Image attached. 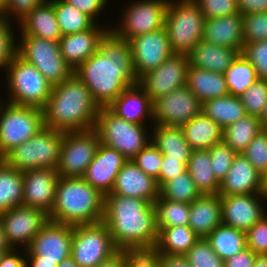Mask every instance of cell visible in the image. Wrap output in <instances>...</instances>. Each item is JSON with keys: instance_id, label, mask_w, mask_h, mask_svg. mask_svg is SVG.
Returning a JSON list of instances; mask_svg holds the SVG:
<instances>
[{"instance_id": "6da1fadb", "label": "cell", "mask_w": 267, "mask_h": 267, "mask_svg": "<svg viewBox=\"0 0 267 267\" xmlns=\"http://www.w3.org/2000/svg\"><path fill=\"white\" fill-rule=\"evenodd\" d=\"M89 89L99 107H108L125 89L136 85L129 42L111 30L99 49L73 72Z\"/></svg>"}, {"instance_id": "7a4b0ae2", "label": "cell", "mask_w": 267, "mask_h": 267, "mask_svg": "<svg viewBox=\"0 0 267 267\" xmlns=\"http://www.w3.org/2000/svg\"><path fill=\"white\" fill-rule=\"evenodd\" d=\"M102 222L109 228L118 250L127 246L157 244L156 211L149 201L108 194L104 196Z\"/></svg>"}, {"instance_id": "3957f363", "label": "cell", "mask_w": 267, "mask_h": 267, "mask_svg": "<svg viewBox=\"0 0 267 267\" xmlns=\"http://www.w3.org/2000/svg\"><path fill=\"white\" fill-rule=\"evenodd\" d=\"M42 110L45 127L67 132L93 129L100 107L87 86L73 73L52 86Z\"/></svg>"}, {"instance_id": "277c9868", "label": "cell", "mask_w": 267, "mask_h": 267, "mask_svg": "<svg viewBox=\"0 0 267 267\" xmlns=\"http://www.w3.org/2000/svg\"><path fill=\"white\" fill-rule=\"evenodd\" d=\"M103 214L104 195L82 177H59L49 220L76 226L101 222Z\"/></svg>"}, {"instance_id": "5b68a950", "label": "cell", "mask_w": 267, "mask_h": 267, "mask_svg": "<svg viewBox=\"0 0 267 267\" xmlns=\"http://www.w3.org/2000/svg\"><path fill=\"white\" fill-rule=\"evenodd\" d=\"M173 1L168 2L164 27L172 52L187 55L203 39L205 16L195 0Z\"/></svg>"}, {"instance_id": "8992f818", "label": "cell", "mask_w": 267, "mask_h": 267, "mask_svg": "<svg viewBox=\"0 0 267 267\" xmlns=\"http://www.w3.org/2000/svg\"><path fill=\"white\" fill-rule=\"evenodd\" d=\"M8 103L43 109L50 98L52 84L32 64L17 54L5 68Z\"/></svg>"}, {"instance_id": "52a82bcc", "label": "cell", "mask_w": 267, "mask_h": 267, "mask_svg": "<svg viewBox=\"0 0 267 267\" xmlns=\"http://www.w3.org/2000/svg\"><path fill=\"white\" fill-rule=\"evenodd\" d=\"M94 129L99 135L100 143L116 149L127 160H132L150 142L148 127L133 124L118 117L108 107H101ZM148 134V135H147Z\"/></svg>"}, {"instance_id": "ba28073f", "label": "cell", "mask_w": 267, "mask_h": 267, "mask_svg": "<svg viewBox=\"0 0 267 267\" xmlns=\"http://www.w3.org/2000/svg\"><path fill=\"white\" fill-rule=\"evenodd\" d=\"M64 132L44 127L36 135L14 147L2 159L20 172L58 166Z\"/></svg>"}, {"instance_id": "9c48e42d", "label": "cell", "mask_w": 267, "mask_h": 267, "mask_svg": "<svg viewBox=\"0 0 267 267\" xmlns=\"http://www.w3.org/2000/svg\"><path fill=\"white\" fill-rule=\"evenodd\" d=\"M43 110L2 102L0 105V157L31 139L44 128Z\"/></svg>"}, {"instance_id": "30bf717a", "label": "cell", "mask_w": 267, "mask_h": 267, "mask_svg": "<svg viewBox=\"0 0 267 267\" xmlns=\"http://www.w3.org/2000/svg\"><path fill=\"white\" fill-rule=\"evenodd\" d=\"M19 40L16 42H19L16 44V54L34 65L52 85L73 74L61 55L59 42L28 35H21Z\"/></svg>"}, {"instance_id": "8fae6325", "label": "cell", "mask_w": 267, "mask_h": 267, "mask_svg": "<svg viewBox=\"0 0 267 267\" xmlns=\"http://www.w3.org/2000/svg\"><path fill=\"white\" fill-rule=\"evenodd\" d=\"M117 251L109 228L102 221L74 226L71 257L79 267H97Z\"/></svg>"}, {"instance_id": "7c38bea8", "label": "cell", "mask_w": 267, "mask_h": 267, "mask_svg": "<svg viewBox=\"0 0 267 267\" xmlns=\"http://www.w3.org/2000/svg\"><path fill=\"white\" fill-rule=\"evenodd\" d=\"M100 144L93 129L64 132L56 170L59 177H83Z\"/></svg>"}, {"instance_id": "4fadbf2b", "label": "cell", "mask_w": 267, "mask_h": 267, "mask_svg": "<svg viewBox=\"0 0 267 267\" xmlns=\"http://www.w3.org/2000/svg\"><path fill=\"white\" fill-rule=\"evenodd\" d=\"M169 0H138L124 9L121 24L110 27L111 31L123 40L164 28Z\"/></svg>"}, {"instance_id": "5bb4252c", "label": "cell", "mask_w": 267, "mask_h": 267, "mask_svg": "<svg viewBox=\"0 0 267 267\" xmlns=\"http://www.w3.org/2000/svg\"><path fill=\"white\" fill-rule=\"evenodd\" d=\"M0 221L3 224L8 244L13 249L23 247L19 249L23 252L49 221V217L42 209L21 205L1 214Z\"/></svg>"}, {"instance_id": "9a60e30c", "label": "cell", "mask_w": 267, "mask_h": 267, "mask_svg": "<svg viewBox=\"0 0 267 267\" xmlns=\"http://www.w3.org/2000/svg\"><path fill=\"white\" fill-rule=\"evenodd\" d=\"M189 60L186 54L173 53L158 68L138 79V85L154 102L186 85Z\"/></svg>"}, {"instance_id": "2e32d148", "label": "cell", "mask_w": 267, "mask_h": 267, "mask_svg": "<svg viewBox=\"0 0 267 267\" xmlns=\"http://www.w3.org/2000/svg\"><path fill=\"white\" fill-rule=\"evenodd\" d=\"M201 112L202 102L186 85L153 102L154 124L181 127Z\"/></svg>"}, {"instance_id": "e0dca14e", "label": "cell", "mask_w": 267, "mask_h": 267, "mask_svg": "<svg viewBox=\"0 0 267 267\" xmlns=\"http://www.w3.org/2000/svg\"><path fill=\"white\" fill-rule=\"evenodd\" d=\"M128 42L137 80L147 72L158 68L173 54L165 27L154 32L137 35Z\"/></svg>"}, {"instance_id": "ac0fdd59", "label": "cell", "mask_w": 267, "mask_h": 267, "mask_svg": "<svg viewBox=\"0 0 267 267\" xmlns=\"http://www.w3.org/2000/svg\"><path fill=\"white\" fill-rule=\"evenodd\" d=\"M73 229L74 226L49 220L32 239L24 256H38L41 261L59 265L71 256Z\"/></svg>"}, {"instance_id": "d6986e66", "label": "cell", "mask_w": 267, "mask_h": 267, "mask_svg": "<svg viewBox=\"0 0 267 267\" xmlns=\"http://www.w3.org/2000/svg\"><path fill=\"white\" fill-rule=\"evenodd\" d=\"M220 199L222 224L226 226L246 232L267 215L262 203L267 200L265 194L220 196Z\"/></svg>"}, {"instance_id": "ffe728a7", "label": "cell", "mask_w": 267, "mask_h": 267, "mask_svg": "<svg viewBox=\"0 0 267 267\" xmlns=\"http://www.w3.org/2000/svg\"><path fill=\"white\" fill-rule=\"evenodd\" d=\"M58 179L55 168H38L23 172V206L36 207L49 214L55 203Z\"/></svg>"}, {"instance_id": "44dd1931", "label": "cell", "mask_w": 267, "mask_h": 267, "mask_svg": "<svg viewBox=\"0 0 267 267\" xmlns=\"http://www.w3.org/2000/svg\"><path fill=\"white\" fill-rule=\"evenodd\" d=\"M126 161L116 149L100 143L82 178L106 196L111 193L116 177Z\"/></svg>"}, {"instance_id": "7402d4cb", "label": "cell", "mask_w": 267, "mask_h": 267, "mask_svg": "<svg viewBox=\"0 0 267 267\" xmlns=\"http://www.w3.org/2000/svg\"><path fill=\"white\" fill-rule=\"evenodd\" d=\"M110 194L140 198L154 204L159 198V186L133 160H127L119 171Z\"/></svg>"}, {"instance_id": "603a6c76", "label": "cell", "mask_w": 267, "mask_h": 267, "mask_svg": "<svg viewBox=\"0 0 267 267\" xmlns=\"http://www.w3.org/2000/svg\"><path fill=\"white\" fill-rule=\"evenodd\" d=\"M110 30L96 23L88 30L62 36L59 40L61 55L73 72L99 49L101 39Z\"/></svg>"}, {"instance_id": "cb8c5ba5", "label": "cell", "mask_w": 267, "mask_h": 267, "mask_svg": "<svg viewBox=\"0 0 267 267\" xmlns=\"http://www.w3.org/2000/svg\"><path fill=\"white\" fill-rule=\"evenodd\" d=\"M218 194L220 196L263 194L262 174L242 153H239L234 157L229 172L220 182Z\"/></svg>"}, {"instance_id": "d4e9b609", "label": "cell", "mask_w": 267, "mask_h": 267, "mask_svg": "<svg viewBox=\"0 0 267 267\" xmlns=\"http://www.w3.org/2000/svg\"><path fill=\"white\" fill-rule=\"evenodd\" d=\"M108 108L133 124L146 125V118L153 121V102L138 84L125 89Z\"/></svg>"}, {"instance_id": "484cf974", "label": "cell", "mask_w": 267, "mask_h": 267, "mask_svg": "<svg viewBox=\"0 0 267 267\" xmlns=\"http://www.w3.org/2000/svg\"><path fill=\"white\" fill-rule=\"evenodd\" d=\"M202 40L242 51L244 46L242 15L234 14L205 19Z\"/></svg>"}, {"instance_id": "4316f807", "label": "cell", "mask_w": 267, "mask_h": 267, "mask_svg": "<svg viewBox=\"0 0 267 267\" xmlns=\"http://www.w3.org/2000/svg\"><path fill=\"white\" fill-rule=\"evenodd\" d=\"M222 224L219 194H205L190 203L189 228L199 237L206 238Z\"/></svg>"}, {"instance_id": "83f0119b", "label": "cell", "mask_w": 267, "mask_h": 267, "mask_svg": "<svg viewBox=\"0 0 267 267\" xmlns=\"http://www.w3.org/2000/svg\"><path fill=\"white\" fill-rule=\"evenodd\" d=\"M240 54V50L214 45L201 40L187 56L189 67L224 74Z\"/></svg>"}, {"instance_id": "f1b7e54d", "label": "cell", "mask_w": 267, "mask_h": 267, "mask_svg": "<svg viewBox=\"0 0 267 267\" xmlns=\"http://www.w3.org/2000/svg\"><path fill=\"white\" fill-rule=\"evenodd\" d=\"M19 28L20 35L36 36L55 42H59L62 37L53 4L48 0L30 12L19 24Z\"/></svg>"}, {"instance_id": "f546056e", "label": "cell", "mask_w": 267, "mask_h": 267, "mask_svg": "<svg viewBox=\"0 0 267 267\" xmlns=\"http://www.w3.org/2000/svg\"><path fill=\"white\" fill-rule=\"evenodd\" d=\"M186 86L203 103L229 94L224 74L189 67Z\"/></svg>"}, {"instance_id": "4dcf8cb0", "label": "cell", "mask_w": 267, "mask_h": 267, "mask_svg": "<svg viewBox=\"0 0 267 267\" xmlns=\"http://www.w3.org/2000/svg\"><path fill=\"white\" fill-rule=\"evenodd\" d=\"M181 128L193 150H208L223 141V129L203 112L182 125Z\"/></svg>"}, {"instance_id": "1f68e13d", "label": "cell", "mask_w": 267, "mask_h": 267, "mask_svg": "<svg viewBox=\"0 0 267 267\" xmlns=\"http://www.w3.org/2000/svg\"><path fill=\"white\" fill-rule=\"evenodd\" d=\"M152 129L151 141L163 155L174 160H189L193 149L181 127L154 124Z\"/></svg>"}, {"instance_id": "d6a6232c", "label": "cell", "mask_w": 267, "mask_h": 267, "mask_svg": "<svg viewBox=\"0 0 267 267\" xmlns=\"http://www.w3.org/2000/svg\"><path fill=\"white\" fill-rule=\"evenodd\" d=\"M202 112L222 129L247 114L240 97L230 94L203 102Z\"/></svg>"}, {"instance_id": "836d02e7", "label": "cell", "mask_w": 267, "mask_h": 267, "mask_svg": "<svg viewBox=\"0 0 267 267\" xmlns=\"http://www.w3.org/2000/svg\"><path fill=\"white\" fill-rule=\"evenodd\" d=\"M23 205V172L0 161V215Z\"/></svg>"}, {"instance_id": "e575fe53", "label": "cell", "mask_w": 267, "mask_h": 267, "mask_svg": "<svg viewBox=\"0 0 267 267\" xmlns=\"http://www.w3.org/2000/svg\"><path fill=\"white\" fill-rule=\"evenodd\" d=\"M186 168L202 195L218 194L220 182L211 170L209 150H193Z\"/></svg>"}, {"instance_id": "d590c367", "label": "cell", "mask_w": 267, "mask_h": 267, "mask_svg": "<svg viewBox=\"0 0 267 267\" xmlns=\"http://www.w3.org/2000/svg\"><path fill=\"white\" fill-rule=\"evenodd\" d=\"M206 240L223 261L247 248L245 232L224 224L219 225Z\"/></svg>"}, {"instance_id": "8d00e7d4", "label": "cell", "mask_w": 267, "mask_h": 267, "mask_svg": "<svg viewBox=\"0 0 267 267\" xmlns=\"http://www.w3.org/2000/svg\"><path fill=\"white\" fill-rule=\"evenodd\" d=\"M157 245L161 254L185 255L200 239L189 226L157 228Z\"/></svg>"}, {"instance_id": "74e56055", "label": "cell", "mask_w": 267, "mask_h": 267, "mask_svg": "<svg viewBox=\"0 0 267 267\" xmlns=\"http://www.w3.org/2000/svg\"><path fill=\"white\" fill-rule=\"evenodd\" d=\"M261 130L259 117L246 114L223 129V141L239 154Z\"/></svg>"}, {"instance_id": "f35d334b", "label": "cell", "mask_w": 267, "mask_h": 267, "mask_svg": "<svg viewBox=\"0 0 267 267\" xmlns=\"http://www.w3.org/2000/svg\"><path fill=\"white\" fill-rule=\"evenodd\" d=\"M54 7L62 36L90 29L95 22L64 0H49Z\"/></svg>"}, {"instance_id": "ab89813d", "label": "cell", "mask_w": 267, "mask_h": 267, "mask_svg": "<svg viewBox=\"0 0 267 267\" xmlns=\"http://www.w3.org/2000/svg\"><path fill=\"white\" fill-rule=\"evenodd\" d=\"M229 94L241 97L257 79V73L250 62L240 54L224 72Z\"/></svg>"}, {"instance_id": "60d3db41", "label": "cell", "mask_w": 267, "mask_h": 267, "mask_svg": "<svg viewBox=\"0 0 267 267\" xmlns=\"http://www.w3.org/2000/svg\"><path fill=\"white\" fill-rule=\"evenodd\" d=\"M156 211V227L168 228L188 226L190 204L162 199L160 196L154 203Z\"/></svg>"}, {"instance_id": "b9f144b4", "label": "cell", "mask_w": 267, "mask_h": 267, "mask_svg": "<svg viewBox=\"0 0 267 267\" xmlns=\"http://www.w3.org/2000/svg\"><path fill=\"white\" fill-rule=\"evenodd\" d=\"M201 195L187 170L159 188V196L162 199L174 202L190 204Z\"/></svg>"}, {"instance_id": "7bdbcfd3", "label": "cell", "mask_w": 267, "mask_h": 267, "mask_svg": "<svg viewBox=\"0 0 267 267\" xmlns=\"http://www.w3.org/2000/svg\"><path fill=\"white\" fill-rule=\"evenodd\" d=\"M121 251L126 259V267H159L161 252L157 244L127 246Z\"/></svg>"}, {"instance_id": "ee69618b", "label": "cell", "mask_w": 267, "mask_h": 267, "mask_svg": "<svg viewBox=\"0 0 267 267\" xmlns=\"http://www.w3.org/2000/svg\"><path fill=\"white\" fill-rule=\"evenodd\" d=\"M191 267H224L206 238H200L184 255Z\"/></svg>"}, {"instance_id": "f6af8a7d", "label": "cell", "mask_w": 267, "mask_h": 267, "mask_svg": "<svg viewBox=\"0 0 267 267\" xmlns=\"http://www.w3.org/2000/svg\"><path fill=\"white\" fill-rule=\"evenodd\" d=\"M240 99L247 114L260 117L267 104V80L258 78Z\"/></svg>"}, {"instance_id": "bcb514c9", "label": "cell", "mask_w": 267, "mask_h": 267, "mask_svg": "<svg viewBox=\"0 0 267 267\" xmlns=\"http://www.w3.org/2000/svg\"><path fill=\"white\" fill-rule=\"evenodd\" d=\"M210 154V166L216 179L221 182L230 170L237 153L224 141L213 145L208 149Z\"/></svg>"}, {"instance_id": "7dc6e473", "label": "cell", "mask_w": 267, "mask_h": 267, "mask_svg": "<svg viewBox=\"0 0 267 267\" xmlns=\"http://www.w3.org/2000/svg\"><path fill=\"white\" fill-rule=\"evenodd\" d=\"M244 44L267 40V12L242 14Z\"/></svg>"}, {"instance_id": "c3c4849f", "label": "cell", "mask_w": 267, "mask_h": 267, "mask_svg": "<svg viewBox=\"0 0 267 267\" xmlns=\"http://www.w3.org/2000/svg\"><path fill=\"white\" fill-rule=\"evenodd\" d=\"M242 154L262 174L267 168V130H261Z\"/></svg>"}, {"instance_id": "681fc988", "label": "cell", "mask_w": 267, "mask_h": 267, "mask_svg": "<svg viewBox=\"0 0 267 267\" xmlns=\"http://www.w3.org/2000/svg\"><path fill=\"white\" fill-rule=\"evenodd\" d=\"M241 54L254 67L258 78L267 80V40L244 44Z\"/></svg>"}, {"instance_id": "f907efd6", "label": "cell", "mask_w": 267, "mask_h": 267, "mask_svg": "<svg viewBox=\"0 0 267 267\" xmlns=\"http://www.w3.org/2000/svg\"><path fill=\"white\" fill-rule=\"evenodd\" d=\"M162 159L163 154L151 141L132 160L145 174L157 180Z\"/></svg>"}, {"instance_id": "816d5d0a", "label": "cell", "mask_w": 267, "mask_h": 267, "mask_svg": "<svg viewBox=\"0 0 267 267\" xmlns=\"http://www.w3.org/2000/svg\"><path fill=\"white\" fill-rule=\"evenodd\" d=\"M205 19L240 14L237 0H195Z\"/></svg>"}, {"instance_id": "f5cc1de1", "label": "cell", "mask_w": 267, "mask_h": 267, "mask_svg": "<svg viewBox=\"0 0 267 267\" xmlns=\"http://www.w3.org/2000/svg\"><path fill=\"white\" fill-rule=\"evenodd\" d=\"M12 25L13 23L5 19L0 23V69L4 70L16 54L17 43Z\"/></svg>"}, {"instance_id": "db71d44e", "label": "cell", "mask_w": 267, "mask_h": 267, "mask_svg": "<svg viewBox=\"0 0 267 267\" xmlns=\"http://www.w3.org/2000/svg\"><path fill=\"white\" fill-rule=\"evenodd\" d=\"M246 246L256 254H267V215L245 232Z\"/></svg>"}, {"instance_id": "11a10c76", "label": "cell", "mask_w": 267, "mask_h": 267, "mask_svg": "<svg viewBox=\"0 0 267 267\" xmlns=\"http://www.w3.org/2000/svg\"><path fill=\"white\" fill-rule=\"evenodd\" d=\"M46 0H6V21L10 20V17L14 18L18 21L17 23H21L24 19L32 12L36 7L43 4ZM18 18V19H17Z\"/></svg>"}, {"instance_id": "9f6ffc18", "label": "cell", "mask_w": 267, "mask_h": 267, "mask_svg": "<svg viewBox=\"0 0 267 267\" xmlns=\"http://www.w3.org/2000/svg\"><path fill=\"white\" fill-rule=\"evenodd\" d=\"M188 160H174L169 159L168 156L163 155V159L160 165L159 177L156 180L159 188L174 177L182 174L187 170Z\"/></svg>"}, {"instance_id": "6f0895ef", "label": "cell", "mask_w": 267, "mask_h": 267, "mask_svg": "<svg viewBox=\"0 0 267 267\" xmlns=\"http://www.w3.org/2000/svg\"><path fill=\"white\" fill-rule=\"evenodd\" d=\"M66 3L74 6L82 13L90 17L96 24V16L100 15V11L106 7L107 1L109 0H64Z\"/></svg>"}, {"instance_id": "680465c9", "label": "cell", "mask_w": 267, "mask_h": 267, "mask_svg": "<svg viewBox=\"0 0 267 267\" xmlns=\"http://www.w3.org/2000/svg\"><path fill=\"white\" fill-rule=\"evenodd\" d=\"M256 255L251 249L245 248L243 251L226 259L224 267H254Z\"/></svg>"}, {"instance_id": "91938a15", "label": "cell", "mask_w": 267, "mask_h": 267, "mask_svg": "<svg viewBox=\"0 0 267 267\" xmlns=\"http://www.w3.org/2000/svg\"><path fill=\"white\" fill-rule=\"evenodd\" d=\"M240 14L267 12V0H237Z\"/></svg>"}, {"instance_id": "94428289", "label": "cell", "mask_w": 267, "mask_h": 267, "mask_svg": "<svg viewBox=\"0 0 267 267\" xmlns=\"http://www.w3.org/2000/svg\"><path fill=\"white\" fill-rule=\"evenodd\" d=\"M18 249H11L2 254L0 258V267H26V256L21 257Z\"/></svg>"}, {"instance_id": "6125c7cd", "label": "cell", "mask_w": 267, "mask_h": 267, "mask_svg": "<svg viewBox=\"0 0 267 267\" xmlns=\"http://www.w3.org/2000/svg\"><path fill=\"white\" fill-rule=\"evenodd\" d=\"M159 267H191L184 255L161 254Z\"/></svg>"}, {"instance_id": "be15d7a7", "label": "cell", "mask_w": 267, "mask_h": 267, "mask_svg": "<svg viewBox=\"0 0 267 267\" xmlns=\"http://www.w3.org/2000/svg\"><path fill=\"white\" fill-rule=\"evenodd\" d=\"M97 267H126V259L121 250L101 262Z\"/></svg>"}, {"instance_id": "e7e4bbea", "label": "cell", "mask_w": 267, "mask_h": 267, "mask_svg": "<svg viewBox=\"0 0 267 267\" xmlns=\"http://www.w3.org/2000/svg\"><path fill=\"white\" fill-rule=\"evenodd\" d=\"M57 266L58 265L54 264V262L41 261V258L38 256L26 257V267H57Z\"/></svg>"}, {"instance_id": "03108f58", "label": "cell", "mask_w": 267, "mask_h": 267, "mask_svg": "<svg viewBox=\"0 0 267 267\" xmlns=\"http://www.w3.org/2000/svg\"><path fill=\"white\" fill-rule=\"evenodd\" d=\"M12 248L11 246L8 244L6 235L4 233V229H3V224L0 221V252H7L10 251Z\"/></svg>"}, {"instance_id": "003e7915", "label": "cell", "mask_w": 267, "mask_h": 267, "mask_svg": "<svg viewBox=\"0 0 267 267\" xmlns=\"http://www.w3.org/2000/svg\"><path fill=\"white\" fill-rule=\"evenodd\" d=\"M254 267H267V254H257Z\"/></svg>"}, {"instance_id": "a7ac6f4b", "label": "cell", "mask_w": 267, "mask_h": 267, "mask_svg": "<svg viewBox=\"0 0 267 267\" xmlns=\"http://www.w3.org/2000/svg\"><path fill=\"white\" fill-rule=\"evenodd\" d=\"M262 130H267V104L264 107L262 114L259 117Z\"/></svg>"}, {"instance_id": "89a4df30", "label": "cell", "mask_w": 267, "mask_h": 267, "mask_svg": "<svg viewBox=\"0 0 267 267\" xmlns=\"http://www.w3.org/2000/svg\"><path fill=\"white\" fill-rule=\"evenodd\" d=\"M57 267H79L74 259L69 256L66 259H64Z\"/></svg>"}, {"instance_id": "2644e50d", "label": "cell", "mask_w": 267, "mask_h": 267, "mask_svg": "<svg viewBox=\"0 0 267 267\" xmlns=\"http://www.w3.org/2000/svg\"><path fill=\"white\" fill-rule=\"evenodd\" d=\"M262 193L267 195V168L262 173Z\"/></svg>"}, {"instance_id": "8c879c8a", "label": "cell", "mask_w": 267, "mask_h": 267, "mask_svg": "<svg viewBox=\"0 0 267 267\" xmlns=\"http://www.w3.org/2000/svg\"><path fill=\"white\" fill-rule=\"evenodd\" d=\"M6 7L7 2L6 0H0V16L5 19L6 18Z\"/></svg>"}, {"instance_id": "753ad0ef", "label": "cell", "mask_w": 267, "mask_h": 267, "mask_svg": "<svg viewBox=\"0 0 267 267\" xmlns=\"http://www.w3.org/2000/svg\"><path fill=\"white\" fill-rule=\"evenodd\" d=\"M4 19L0 16V23L3 21Z\"/></svg>"}]
</instances>
